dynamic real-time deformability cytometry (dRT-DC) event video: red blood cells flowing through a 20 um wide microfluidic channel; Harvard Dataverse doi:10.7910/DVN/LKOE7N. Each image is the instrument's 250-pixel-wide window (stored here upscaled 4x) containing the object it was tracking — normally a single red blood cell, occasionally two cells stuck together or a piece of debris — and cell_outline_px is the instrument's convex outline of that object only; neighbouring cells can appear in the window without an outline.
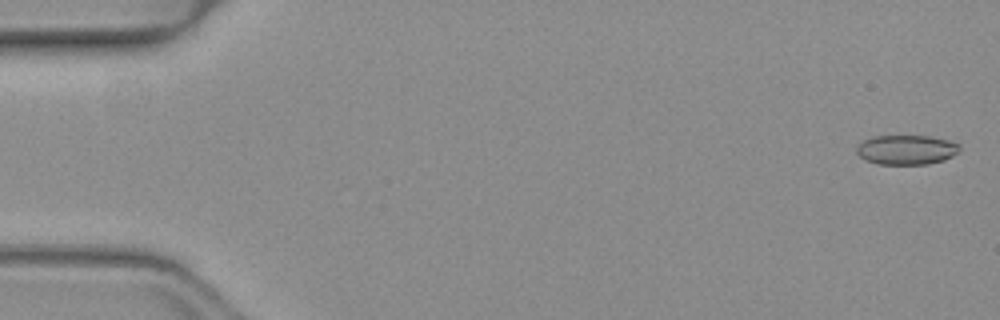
{"species": "common noctule bat (a hibernating species)", "species_latin": "Nyctalus noctula", "temperature_condition": "warm", "stored_images_in_passage": 52, "camera_frame_rate_fps": 3000, "um_per_image_px": 0.085, "animal": {"sex": "female", "body_mass_g": 19.3, "forearm_length_mm": 54.1}, "frame": {"image": 1, "passage_image": 2, "time_ms": 0.333, "image_size_px": [1000, 320], "cell_outline_px": [[960, 152], [944, 160], [928, 164], [876, 164], [864, 160], [856, 152], [856, 144], [872, 136], [928, 136], [948, 140], [960, 144]], "centroid_in_image_um": [77.03, 12.73], "position_along_channel_um": 8.0, "area_um2": 17.98}}
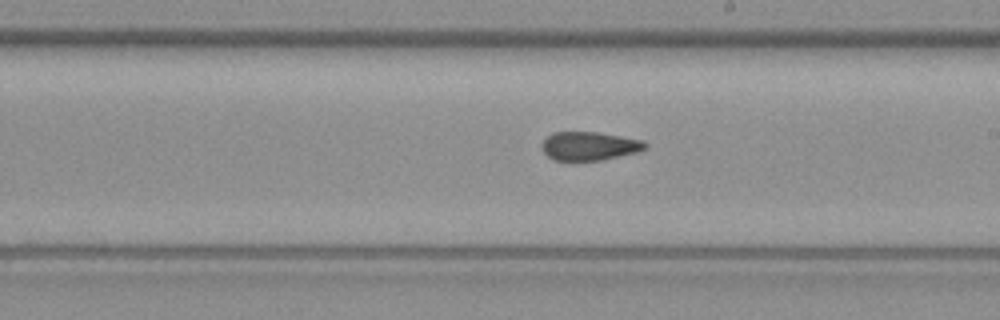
{"frame": {"image": 2, "passage_image": 30, "time_ms": 9.667, "image_size_px": [1000, 320], "cell_outline_px": [[648, 144], [644, 148], [636, 152], [604, 160], [552, 160], [544, 152], [540, 144], [552, 132], [596, 132], [644, 140]], "centroid_in_image_um": [50.07, 12.41], "position_along_channel_um": 238.9, "area_um2": 17.17}}
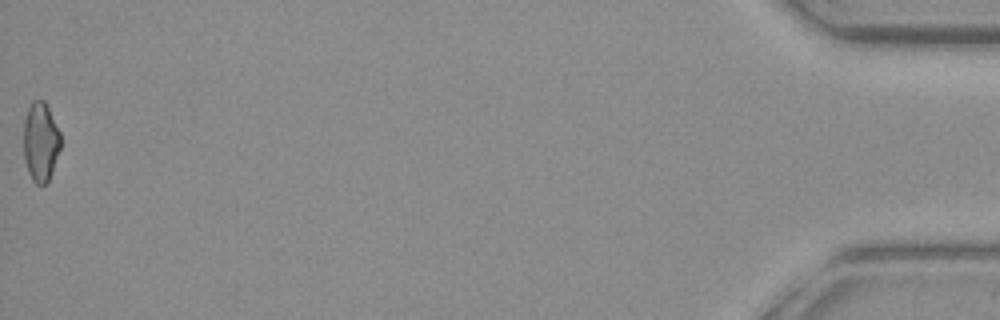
{"frame": {"image": 3, "passage_image": 52, "time_ms": 17.0, "image_size_px": [1000, 320], "cell_outline_px": [[60, 148], [52, 172], [48, 180], [44, 184], [36, 184], [32, 180], [28, 172], [24, 160], [24, 120], [28, 108], [32, 100], [44, 100], [60, 132]], "centroid_in_image_um": [3.44, 12.06], "position_along_channel_um": 431.8, "area_um2": 16.99}, "authors_computed_cell_mechanics": {"area_um2": 17.6868, "velocity_mm_per_s": 4.0629, "shape_relaxation_time_tau1_ms": null, "shape_relaxation_time_tau2_ms": 2.45, "deformation_change_tau1": null, "deformation_change_tau2": 0.1004}}